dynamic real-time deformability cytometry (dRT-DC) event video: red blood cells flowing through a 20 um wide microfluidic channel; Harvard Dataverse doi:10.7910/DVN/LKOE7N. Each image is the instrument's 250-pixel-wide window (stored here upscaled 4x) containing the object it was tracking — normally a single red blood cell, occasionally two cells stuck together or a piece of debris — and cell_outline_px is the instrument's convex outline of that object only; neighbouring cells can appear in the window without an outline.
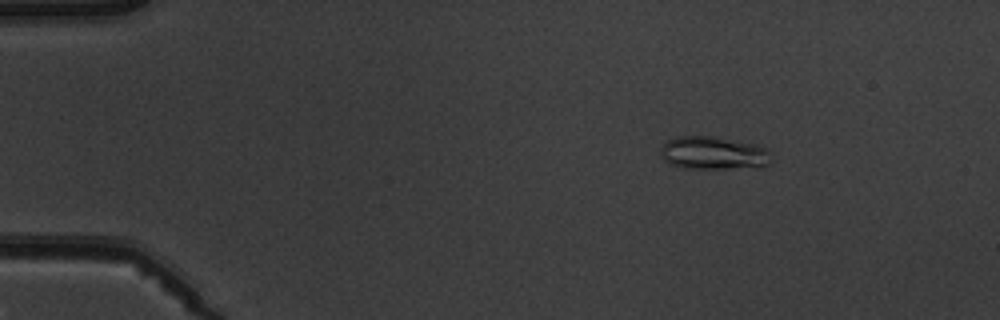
{"species": "common noctule bat (a hibernating species)", "species_latin": "Nyctalus noctula", "temperature_condition": "warm", "stored_images_in_passage": 3, "camera_frame_rate_fps": 3000, "um_per_image_px": 0.085, "animal": {"sex": "male", "body_mass_g": 19.5, "forearm_length_mm": 54.6}, "frame": {"image": 1, "passage_image": 1, "time_ms": 0.0, "image_size_px": [1000, 320], "cell_outline_px": [[772, 152], [768, 164], [724, 168], [684, 168], [672, 164], [664, 160], [660, 152], [660, 148], [668, 140], [676, 136], [708, 136], [756, 144]], "centroid_in_image_um": [60.58, 12.99], "position_along_channel_um": 24.4, "area_um2": 20.75}}